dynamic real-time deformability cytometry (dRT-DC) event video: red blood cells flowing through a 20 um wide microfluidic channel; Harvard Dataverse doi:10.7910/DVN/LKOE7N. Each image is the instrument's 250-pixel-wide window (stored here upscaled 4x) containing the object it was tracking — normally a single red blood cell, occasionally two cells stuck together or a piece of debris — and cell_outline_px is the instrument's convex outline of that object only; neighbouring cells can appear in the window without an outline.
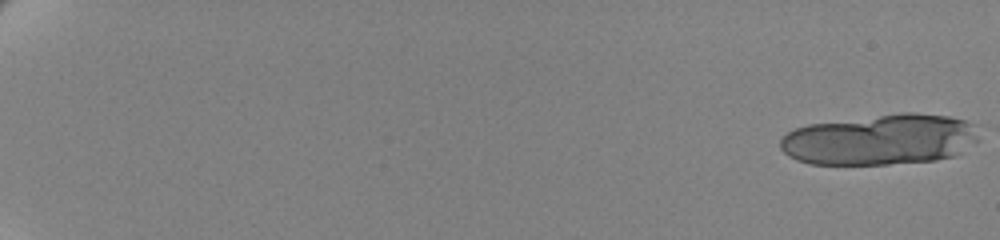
{"species": "human", "species_latin": "Homo sapiens", "temperature_condition": "cold", "stored_images_in_passage": 22, "camera_frame_rate_fps": 3000, "um_per_image_px": 0.085, "donor": {"sex": "female"}, "frame": {"image": 1, "passage_image": 1, "time_ms": 0.0, "image_size_px": [1000, 240], "cell_outline_px": [[980, 124], [976, 140], [956, 156], [936, 160], [888, 164], [808, 164], [796, 160], [788, 156], [780, 148], [780, 140], [788, 132], [796, 128], [808, 124], [900, 112], [916, 112], [948, 116]], "centroid_in_image_um": [74.84, 11.86], "position_along_channel_um": 10.2, "area_um2": 59.19}}